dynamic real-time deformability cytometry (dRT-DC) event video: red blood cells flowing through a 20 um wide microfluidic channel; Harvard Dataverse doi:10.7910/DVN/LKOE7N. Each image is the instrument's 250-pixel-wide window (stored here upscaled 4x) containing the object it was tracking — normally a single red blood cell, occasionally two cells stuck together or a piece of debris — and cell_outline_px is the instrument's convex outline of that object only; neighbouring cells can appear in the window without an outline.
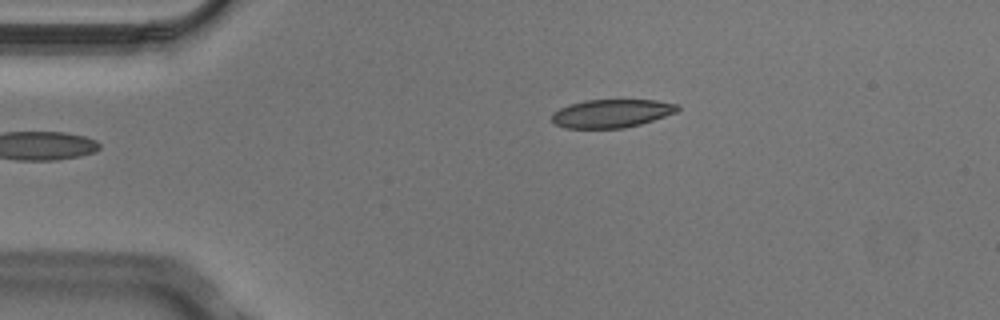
{"species": "Egyptian fruit bat (a non-hibernating species)", "species_latin": "Rousettus aegyptiacus", "temperature_condition": "cold", "stored_images_in_passage": 5, "camera_frame_rate_fps": 3000, "um_per_image_px": 0.085, "animal": {"sex": "male"}, "frame": {"image": 1, "passage_image": 5, "time_ms": 1.333, "image_size_px": [1000, 320], "cell_outline_px": [[680, 108], [676, 112], [640, 124], [624, 128], [564, 128], [556, 124], [552, 120], [552, 112], [568, 104], [584, 100], [656, 100], [680, 104]], "centroid_in_image_um": [51.97, 9.63], "position_along_channel_um": 33.0, "area_um2": 20.75}}